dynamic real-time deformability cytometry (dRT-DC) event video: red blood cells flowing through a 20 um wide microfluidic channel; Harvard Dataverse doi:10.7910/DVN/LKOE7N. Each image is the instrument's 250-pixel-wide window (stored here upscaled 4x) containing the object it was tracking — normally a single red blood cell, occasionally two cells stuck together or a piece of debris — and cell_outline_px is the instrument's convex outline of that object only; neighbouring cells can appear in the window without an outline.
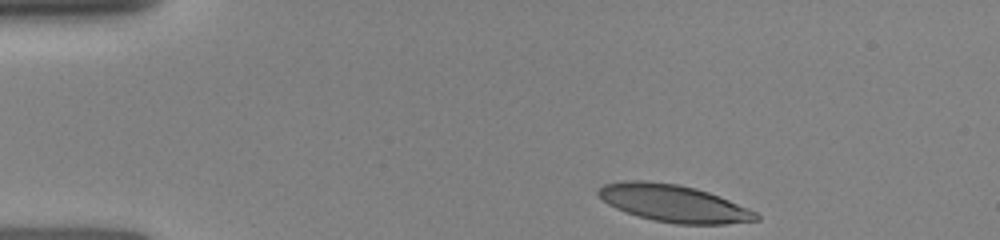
{"species": "human", "species_latin": "Homo sapiens", "temperature_condition": "room temperature", "stored_images_in_passage": 10, "camera_frame_rate_fps": 3000, "um_per_image_px": 0.085, "donor": {"sex": "female"}, "frame": {"image": 1, "passage_image": 1, "time_ms": 0.0, "image_size_px": [1000, 240], "cell_outline_px": [[760, 220], [724, 224], [676, 224], [652, 220], [616, 208], [608, 204], [596, 192], [604, 184], [624, 180], [644, 180], [676, 184], [696, 188], [720, 196], [748, 208], [756, 212], [760, 216]], "centroid_in_image_um": [57.28, 17.28], "position_along_channel_um": 27.7, "area_um2": 34.04}}
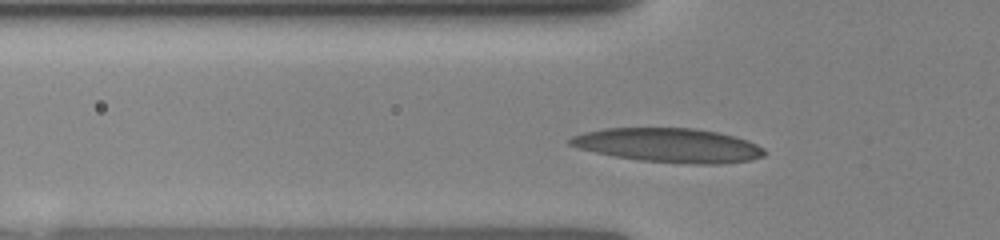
{"frame": {"image": 2, "passage_image": 8, "time_ms": 2.667, "image_size_px": [1000, 240], "cell_outline_px": [[768, 152], [764, 156], [752, 160], [724, 164], [692, 164], [640, 160], [616, 156], [596, 152], [580, 148], [568, 144], [568, 140], [572, 136], [584, 132], [604, 128], [692, 128], [720, 132], [736, 136], [748, 140], [764, 148]], "centroid_in_image_um": [56.91, 12.35], "position_along_channel_um": 68.9, "area_um2": 38.84}}